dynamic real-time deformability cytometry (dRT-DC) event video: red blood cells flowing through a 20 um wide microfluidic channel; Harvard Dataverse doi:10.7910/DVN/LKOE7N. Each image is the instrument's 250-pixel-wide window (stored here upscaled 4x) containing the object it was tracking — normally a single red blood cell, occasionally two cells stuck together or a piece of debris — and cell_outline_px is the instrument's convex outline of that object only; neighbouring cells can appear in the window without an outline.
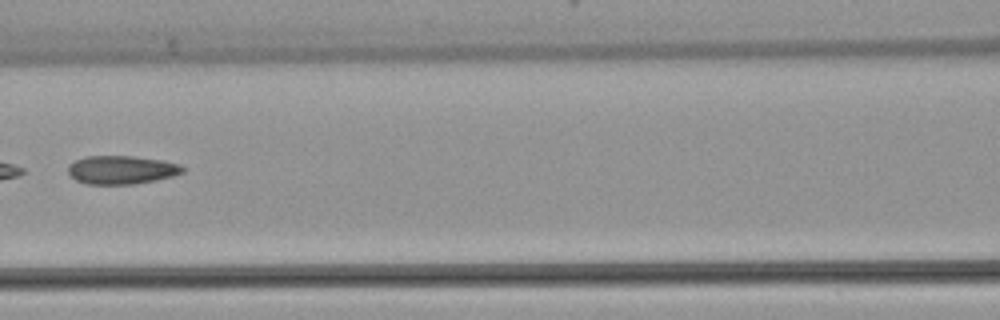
{"species": "common noctule bat (a hibernating species)", "species_latin": "Nyctalus noctula", "temperature_condition": "warm", "stored_images_in_passage": 6, "camera_frame_rate_fps": 3000, "um_per_image_px": 0.085, "animal": {"sex": "female", "body_mass_g": 22.7, "forearm_length_mm": 54.2}, "frame": {"image": 1, "passage_image": 6, "time_ms": 7.0, "image_size_px": [1000, 320], "cell_outline_px": [[188, 168], [184, 172], [172, 176], [156, 180], [132, 184], [88, 184], [76, 180], [68, 176], [68, 164], [84, 156], [132, 156], [164, 160], [180, 164]], "centroid_in_image_um": [10.34, 14.43], "position_along_channel_um": 156.3, "area_um2": 19.25}}